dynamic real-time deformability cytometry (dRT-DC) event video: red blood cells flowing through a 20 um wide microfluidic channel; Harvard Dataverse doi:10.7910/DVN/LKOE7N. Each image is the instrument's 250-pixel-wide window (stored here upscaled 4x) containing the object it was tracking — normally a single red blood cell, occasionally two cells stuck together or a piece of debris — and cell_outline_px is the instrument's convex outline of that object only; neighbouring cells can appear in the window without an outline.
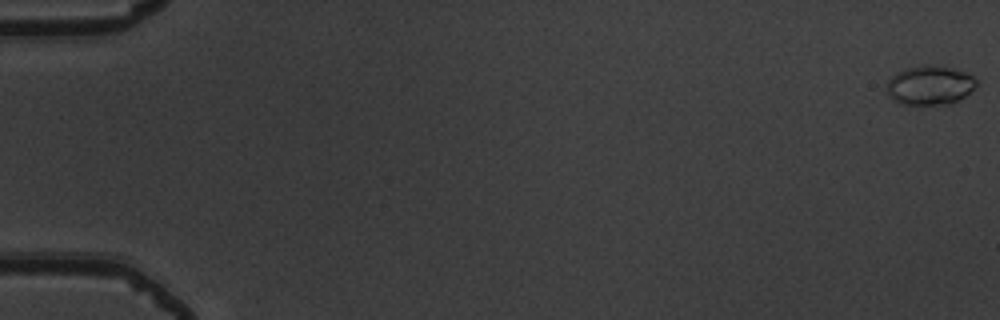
{"species": "common noctule bat (a hibernating species)", "species_latin": "Nyctalus noctula", "temperature_condition": "warm", "stored_images_in_passage": 10, "segment_of_instrument_passage": [1, 2], "camera_frame_rate_fps": 3000, "um_per_image_px": 0.085, "animal": {"sex": "male", "body_mass_g": 19.5, "forearm_length_mm": 54.6}, "frame": {"image": 1, "passage_image": 1, "time_ms": 0.0, "image_size_px": [1000, 320], "cell_outline_px": [[976, 84], [964, 96], [948, 104], [900, 104], [888, 96], [884, 92], [884, 84], [896, 72], [904, 68], [924, 64], [928, 64], [948, 68], [964, 72], [972, 76], [976, 80]], "centroid_in_image_um": [78.91, 7.24], "position_along_channel_um": 6.1, "area_um2": 20.46}}